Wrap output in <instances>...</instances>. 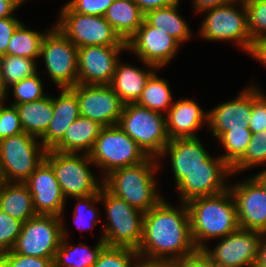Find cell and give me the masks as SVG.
Masks as SVG:
<instances>
[{"label":"cell","mask_w":266,"mask_h":267,"mask_svg":"<svg viewBox=\"0 0 266 267\" xmlns=\"http://www.w3.org/2000/svg\"><path fill=\"white\" fill-rule=\"evenodd\" d=\"M23 131L40 139L53 119L52 96L15 105Z\"/></svg>","instance_id":"29"},{"label":"cell","mask_w":266,"mask_h":267,"mask_svg":"<svg viewBox=\"0 0 266 267\" xmlns=\"http://www.w3.org/2000/svg\"><path fill=\"white\" fill-rule=\"evenodd\" d=\"M261 232L238 229L236 232L220 238L212 249L208 245L202 249L216 264L234 267H254L256 262Z\"/></svg>","instance_id":"18"},{"label":"cell","mask_w":266,"mask_h":267,"mask_svg":"<svg viewBox=\"0 0 266 267\" xmlns=\"http://www.w3.org/2000/svg\"><path fill=\"white\" fill-rule=\"evenodd\" d=\"M254 267H266V231L261 232V239Z\"/></svg>","instance_id":"51"},{"label":"cell","mask_w":266,"mask_h":267,"mask_svg":"<svg viewBox=\"0 0 266 267\" xmlns=\"http://www.w3.org/2000/svg\"><path fill=\"white\" fill-rule=\"evenodd\" d=\"M103 179L110 172L145 161L149 156L118 125L102 127L89 153Z\"/></svg>","instance_id":"6"},{"label":"cell","mask_w":266,"mask_h":267,"mask_svg":"<svg viewBox=\"0 0 266 267\" xmlns=\"http://www.w3.org/2000/svg\"><path fill=\"white\" fill-rule=\"evenodd\" d=\"M121 51L127 46H83L78 48L77 83L88 85H110Z\"/></svg>","instance_id":"16"},{"label":"cell","mask_w":266,"mask_h":267,"mask_svg":"<svg viewBox=\"0 0 266 267\" xmlns=\"http://www.w3.org/2000/svg\"><path fill=\"white\" fill-rule=\"evenodd\" d=\"M23 222L0 210V254L11 251L22 230Z\"/></svg>","instance_id":"40"},{"label":"cell","mask_w":266,"mask_h":267,"mask_svg":"<svg viewBox=\"0 0 266 267\" xmlns=\"http://www.w3.org/2000/svg\"><path fill=\"white\" fill-rule=\"evenodd\" d=\"M244 5L251 40L266 38V0H244Z\"/></svg>","instance_id":"39"},{"label":"cell","mask_w":266,"mask_h":267,"mask_svg":"<svg viewBox=\"0 0 266 267\" xmlns=\"http://www.w3.org/2000/svg\"><path fill=\"white\" fill-rule=\"evenodd\" d=\"M5 103V105H4ZM17 109L14 105L0 102V141L13 135L23 133Z\"/></svg>","instance_id":"42"},{"label":"cell","mask_w":266,"mask_h":267,"mask_svg":"<svg viewBox=\"0 0 266 267\" xmlns=\"http://www.w3.org/2000/svg\"><path fill=\"white\" fill-rule=\"evenodd\" d=\"M251 57L255 58L256 61L266 66V38H261L252 42L251 47L248 51Z\"/></svg>","instance_id":"48"},{"label":"cell","mask_w":266,"mask_h":267,"mask_svg":"<svg viewBox=\"0 0 266 267\" xmlns=\"http://www.w3.org/2000/svg\"><path fill=\"white\" fill-rule=\"evenodd\" d=\"M144 17L145 14L134 0H114L104 15V18L126 43L142 25Z\"/></svg>","instance_id":"28"},{"label":"cell","mask_w":266,"mask_h":267,"mask_svg":"<svg viewBox=\"0 0 266 267\" xmlns=\"http://www.w3.org/2000/svg\"><path fill=\"white\" fill-rule=\"evenodd\" d=\"M160 164L157 158L149 156L139 164L110 172L103 178L102 185L130 206L146 213L164 198L158 193L154 177Z\"/></svg>","instance_id":"3"},{"label":"cell","mask_w":266,"mask_h":267,"mask_svg":"<svg viewBox=\"0 0 266 267\" xmlns=\"http://www.w3.org/2000/svg\"><path fill=\"white\" fill-rule=\"evenodd\" d=\"M140 261L134 249L106 246L92 267H138Z\"/></svg>","instance_id":"37"},{"label":"cell","mask_w":266,"mask_h":267,"mask_svg":"<svg viewBox=\"0 0 266 267\" xmlns=\"http://www.w3.org/2000/svg\"><path fill=\"white\" fill-rule=\"evenodd\" d=\"M33 59L16 55H4L0 57V71L3 85L6 89V96L9 94V87L25 78L38 73V63Z\"/></svg>","instance_id":"33"},{"label":"cell","mask_w":266,"mask_h":267,"mask_svg":"<svg viewBox=\"0 0 266 267\" xmlns=\"http://www.w3.org/2000/svg\"><path fill=\"white\" fill-rule=\"evenodd\" d=\"M0 210L23 223L35 216L32 195L24 183H0Z\"/></svg>","instance_id":"26"},{"label":"cell","mask_w":266,"mask_h":267,"mask_svg":"<svg viewBox=\"0 0 266 267\" xmlns=\"http://www.w3.org/2000/svg\"><path fill=\"white\" fill-rule=\"evenodd\" d=\"M179 4L148 11L144 19L151 26L168 33L180 44H183V42L189 41L193 34L188 23L178 12Z\"/></svg>","instance_id":"30"},{"label":"cell","mask_w":266,"mask_h":267,"mask_svg":"<svg viewBox=\"0 0 266 267\" xmlns=\"http://www.w3.org/2000/svg\"><path fill=\"white\" fill-rule=\"evenodd\" d=\"M138 267H177L174 262H147L140 261Z\"/></svg>","instance_id":"52"},{"label":"cell","mask_w":266,"mask_h":267,"mask_svg":"<svg viewBox=\"0 0 266 267\" xmlns=\"http://www.w3.org/2000/svg\"><path fill=\"white\" fill-rule=\"evenodd\" d=\"M252 135L249 128L224 132L218 138V142L222 144L226 152L219 156L232 167L244 155Z\"/></svg>","instance_id":"34"},{"label":"cell","mask_w":266,"mask_h":267,"mask_svg":"<svg viewBox=\"0 0 266 267\" xmlns=\"http://www.w3.org/2000/svg\"><path fill=\"white\" fill-rule=\"evenodd\" d=\"M141 63L162 69L169 64L182 46L168 33L151 26L145 19L136 33L126 43Z\"/></svg>","instance_id":"14"},{"label":"cell","mask_w":266,"mask_h":267,"mask_svg":"<svg viewBox=\"0 0 266 267\" xmlns=\"http://www.w3.org/2000/svg\"><path fill=\"white\" fill-rule=\"evenodd\" d=\"M186 205L191 237L197 250L204 249L210 239H220L240 228L229 188L216 195L193 198Z\"/></svg>","instance_id":"2"},{"label":"cell","mask_w":266,"mask_h":267,"mask_svg":"<svg viewBox=\"0 0 266 267\" xmlns=\"http://www.w3.org/2000/svg\"><path fill=\"white\" fill-rule=\"evenodd\" d=\"M172 98L169 81L158 77L157 73L154 72L147 80L145 88L136 103L151 111L166 114L173 104Z\"/></svg>","instance_id":"31"},{"label":"cell","mask_w":266,"mask_h":267,"mask_svg":"<svg viewBox=\"0 0 266 267\" xmlns=\"http://www.w3.org/2000/svg\"><path fill=\"white\" fill-rule=\"evenodd\" d=\"M232 176L231 167L220 156H209L205 160V166L196 168L188 173L177 186L180 194V202L201 197L211 196L228 189L227 178Z\"/></svg>","instance_id":"15"},{"label":"cell","mask_w":266,"mask_h":267,"mask_svg":"<svg viewBox=\"0 0 266 267\" xmlns=\"http://www.w3.org/2000/svg\"><path fill=\"white\" fill-rule=\"evenodd\" d=\"M252 85V113L248 127L251 132L258 133L266 129V95L257 86Z\"/></svg>","instance_id":"41"},{"label":"cell","mask_w":266,"mask_h":267,"mask_svg":"<svg viewBox=\"0 0 266 267\" xmlns=\"http://www.w3.org/2000/svg\"><path fill=\"white\" fill-rule=\"evenodd\" d=\"M0 256L7 262L9 267H53L54 260L25 256L15 253L13 250L2 253Z\"/></svg>","instance_id":"44"},{"label":"cell","mask_w":266,"mask_h":267,"mask_svg":"<svg viewBox=\"0 0 266 267\" xmlns=\"http://www.w3.org/2000/svg\"><path fill=\"white\" fill-rule=\"evenodd\" d=\"M77 204L75 205L73 220L77 225L79 231H84L90 229L91 227L97 226L98 223H101V216L99 217V210L96 206V203H100L99 190L92 195L84 197H75Z\"/></svg>","instance_id":"36"},{"label":"cell","mask_w":266,"mask_h":267,"mask_svg":"<svg viewBox=\"0 0 266 267\" xmlns=\"http://www.w3.org/2000/svg\"><path fill=\"white\" fill-rule=\"evenodd\" d=\"M194 12H204L209 9H213L218 6L228 4L231 0H191Z\"/></svg>","instance_id":"50"},{"label":"cell","mask_w":266,"mask_h":267,"mask_svg":"<svg viewBox=\"0 0 266 267\" xmlns=\"http://www.w3.org/2000/svg\"><path fill=\"white\" fill-rule=\"evenodd\" d=\"M5 96H6V89L3 85L1 71H0V100L3 101L5 99Z\"/></svg>","instance_id":"54"},{"label":"cell","mask_w":266,"mask_h":267,"mask_svg":"<svg viewBox=\"0 0 266 267\" xmlns=\"http://www.w3.org/2000/svg\"><path fill=\"white\" fill-rule=\"evenodd\" d=\"M240 229L266 231V191L253 177L229 185Z\"/></svg>","instance_id":"17"},{"label":"cell","mask_w":266,"mask_h":267,"mask_svg":"<svg viewBox=\"0 0 266 267\" xmlns=\"http://www.w3.org/2000/svg\"><path fill=\"white\" fill-rule=\"evenodd\" d=\"M236 5H239V9ZM204 12L206 15L198 32L202 39L234 42L248 53L253 41L248 29L244 0H233Z\"/></svg>","instance_id":"7"},{"label":"cell","mask_w":266,"mask_h":267,"mask_svg":"<svg viewBox=\"0 0 266 267\" xmlns=\"http://www.w3.org/2000/svg\"><path fill=\"white\" fill-rule=\"evenodd\" d=\"M102 127L98 122L80 116L66 129L63 138L51 150L89 154Z\"/></svg>","instance_id":"25"},{"label":"cell","mask_w":266,"mask_h":267,"mask_svg":"<svg viewBox=\"0 0 266 267\" xmlns=\"http://www.w3.org/2000/svg\"><path fill=\"white\" fill-rule=\"evenodd\" d=\"M24 184L32 195L37 215H54L63 218L66 199L51 165L45 159Z\"/></svg>","instance_id":"19"},{"label":"cell","mask_w":266,"mask_h":267,"mask_svg":"<svg viewBox=\"0 0 266 267\" xmlns=\"http://www.w3.org/2000/svg\"><path fill=\"white\" fill-rule=\"evenodd\" d=\"M40 57L58 88H72L77 84L78 48L55 25L42 40Z\"/></svg>","instance_id":"11"},{"label":"cell","mask_w":266,"mask_h":267,"mask_svg":"<svg viewBox=\"0 0 266 267\" xmlns=\"http://www.w3.org/2000/svg\"><path fill=\"white\" fill-rule=\"evenodd\" d=\"M210 155L199 138L172 139L157 160L161 161L165 156L170 157L177 186L189 172L205 166V160Z\"/></svg>","instance_id":"21"},{"label":"cell","mask_w":266,"mask_h":267,"mask_svg":"<svg viewBox=\"0 0 266 267\" xmlns=\"http://www.w3.org/2000/svg\"><path fill=\"white\" fill-rule=\"evenodd\" d=\"M113 2L114 0H70L66 4L79 14L104 16Z\"/></svg>","instance_id":"43"},{"label":"cell","mask_w":266,"mask_h":267,"mask_svg":"<svg viewBox=\"0 0 266 267\" xmlns=\"http://www.w3.org/2000/svg\"><path fill=\"white\" fill-rule=\"evenodd\" d=\"M40 139L25 132L0 141V179L24 183L44 160Z\"/></svg>","instance_id":"9"},{"label":"cell","mask_w":266,"mask_h":267,"mask_svg":"<svg viewBox=\"0 0 266 267\" xmlns=\"http://www.w3.org/2000/svg\"><path fill=\"white\" fill-rule=\"evenodd\" d=\"M53 119L40 142L46 150L52 149L62 138L66 129L80 115L76 94L70 88L60 89L57 97L52 96Z\"/></svg>","instance_id":"23"},{"label":"cell","mask_w":266,"mask_h":267,"mask_svg":"<svg viewBox=\"0 0 266 267\" xmlns=\"http://www.w3.org/2000/svg\"><path fill=\"white\" fill-rule=\"evenodd\" d=\"M207 112V127L216 139L226 131L249 128L252 85L249 84L235 99L220 103Z\"/></svg>","instance_id":"20"},{"label":"cell","mask_w":266,"mask_h":267,"mask_svg":"<svg viewBox=\"0 0 266 267\" xmlns=\"http://www.w3.org/2000/svg\"><path fill=\"white\" fill-rule=\"evenodd\" d=\"M117 125L150 157L158 158L170 140L165 115L137 103L124 104Z\"/></svg>","instance_id":"8"},{"label":"cell","mask_w":266,"mask_h":267,"mask_svg":"<svg viewBox=\"0 0 266 267\" xmlns=\"http://www.w3.org/2000/svg\"><path fill=\"white\" fill-rule=\"evenodd\" d=\"M0 267H9L7 262L0 256Z\"/></svg>","instance_id":"55"},{"label":"cell","mask_w":266,"mask_h":267,"mask_svg":"<svg viewBox=\"0 0 266 267\" xmlns=\"http://www.w3.org/2000/svg\"><path fill=\"white\" fill-rule=\"evenodd\" d=\"M44 159L51 165L66 200L68 196L75 198L95 194L103 184V179H97L89 168L91 165L95 166L89 154L50 149L46 150Z\"/></svg>","instance_id":"5"},{"label":"cell","mask_w":266,"mask_h":267,"mask_svg":"<svg viewBox=\"0 0 266 267\" xmlns=\"http://www.w3.org/2000/svg\"><path fill=\"white\" fill-rule=\"evenodd\" d=\"M266 163V129L254 133L244 155L231 167L232 175Z\"/></svg>","instance_id":"35"},{"label":"cell","mask_w":266,"mask_h":267,"mask_svg":"<svg viewBox=\"0 0 266 267\" xmlns=\"http://www.w3.org/2000/svg\"><path fill=\"white\" fill-rule=\"evenodd\" d=\"M99 198L107 217V223L101 228L103 241L108 247L137 250L142 240L144 213L110 193L103 185L99 189Z\"/></svg>","instance_id":"4"},{"label":"cell","mask_w":266,"mask_h":267,"mask_svg":"<svg viewBox=\"0 0 266 267\" xmlns=\"http://www.w3.org/2000/svg\"><path fill=\"white\" fill-rule=\"evenodd\" d=\"M177 267H215L213 262L203 250H196L193 254L174 262Z\"/></svg>","instance_id":"46"},{"label":"cell","mask_w":266,"mask_h":267,"mask_svg":"<svg viewBox=\"0 0 266 267\" xmlns=\"http://www.w3.org/2000/svg\"><path fill=\"white\" fill-rule=\"evenodd\" d=\"M68 233L63 223V240L56 250L53 267H92L101 251L107 246L103 237L101 236L95 247L91 249L86 244L71 245L72 243L67 239Z\"/></svg>","instance_id":"27"},{"label":"cell","mask_w":266,"mask_h":267,"mask_svg":"<svg viewBox=\"0 0 266 267\" xmlns=\"http://www.w3.org/2000/svg\"><path fill=\"white\" fill-rule=\"evenodd\" d=\"M208 112L189 98L173 101L165 114L166 131L170 140L198 138L195 131L207 126Z\"/></svg>","instance_id":"22"},{"label":"cell","mask_w":266,"mask_h":267,"mask_svg":"<svg viewBox=\"0 0 266 267\" xmlns=\"http://www.w3.org/2000/svg\"><path fill=\"white\" fill-rule=\"evenodd\" d=\"M141 11L146 14L148 11L175 5L180 3V0H134Z\"/></svg>","instance_id":"47"},{"label":"cell","mask_w":266,"mask_h":267,"mask_svg":"<svg viewBox=\"0 0 266 267\" xmlns=\"http://www.w3.org/2000/svg\"><path fill=\"white\" fill-rule=\"evenodd\" d=\"M55 25L77 48L83 46H127L104 16L74 12L62 6Z\"/></svg>","instance_id":"10"},{"label":"cell","mask_w":266,"mask_h":267,"mask_svg":"<svg viewBox=\"0 0 266 267\" xmlns=\"http://www.w3.org/2000/svg\"><path fill=\"white\" fill-rule=\"evenodd\" d=\"M215 267H234V266H229V265H223V264H216Z\"/></svg>","instance_id":"56"},{"label":"cell","mask_w":266,"mask_h":267,"mask_svg":"<svg viewBox=\"0 0 266 267\" xmlns=\"http://www.w3.org/2000/svg\"><path fill=\"white\" fill-rule=\"evenodd\" d=\"M265 189L266 191V168H264L262 171H259L256 175L253 176Z\"/></svg>","instance_id":"53"},{"label":"cell","mask_w":266,"mask_h":267,"mask_svg":"<svg viewBox=\"0 0 266 267\" xmlns=\"http://www.w3.org/2000/svg\"><path fill=\"white\" fill-rule=\"evenodd\" d=\"M21 23L22 21L16 15L0 18V57L6 55L10 38Z\"/></svg>","instance_id":"45"},{"label":"cell","mask_w":266,"mask_h":267,"mask_svg":"<svg viewBox=\"0 0 266 267\" xmlns=\"http://www.w3.org/2000/svg\"><path fill=\"white\" fill-rule=\"evenodd\" d=\"M77 96L80 115L101 126L117 125L124 103L110 85L79 84L70 88Z\"/></svg>","instance_id":"13"},{"label":"cell","mask_w":266,"mask_h":267,"mask_svg":"<svg viewBox=\"0 0 266 267\" xmlns=\"http://www.w3.org/2000/svg\"><path fill=\"white\" fill-rule=\"evenodd\" d=\"M180 208L162 199L143 216L142 240L136 250L141 261L175 262L197 249L192 241L186 202Z\"/></svg>","instance_id":"1"},{"label":"cell","mask_w":266,"mask_h":267,"mask_svg":"<svg viewBox=\"0 0 266 267\" xmlns=\"http://www.w3.org/2000/svg\"><path fill=\"white\" fill-rule=\"evenodd\" d=\"M50 29L45 33L37 32V30L29 29L22 22L10 38L6 55H16L36 61L40 57L42 40Z\"/></svg>","instance_id":"32"},{"label":"cell","mask_w":266,"mask_h":267,"mask_svg":"<svg viewBox=\"0 0 266 267\" xmlns=\"http://www.w3.org/2000/svg\"><path fill=\"white\" fill-rule=\"evenodd\" d=\"M63 240V218L37 215L22 225L13 251L25 256L54 259Z\"/></svg>","instance_id":"12"},{"label":"cell","mask_w":266,"mask_h":267,"mask_svg":"<svg viewBox=\"0 0 266 267\" xmlns=\"http://www.w3.org/2000/svg\"><path fill=\"white\" fill-rule=\"evenodd\" d=\"M120 61L121 59L116 65L110 87L119 95L124 104L136 103L147 80L158 68L147 63H143L146 68H140Z\"/></svg>","instance_id":"24"},{"label":"cell","mask_w":266,"mask_h":267,"mask_svg":"<svg viewBox=\"0 0 266 267\" xmlns=\"http://www.w3.org/2000/svg\"><path fill=\"white\" fill-rule=\"evenodd\" d=\"M13 90V100L11 105L22 104L25 102H33L47 96L44 93V87L42 79L39 74H35L32 77L25 78L15 84H12L9 88Z\"/></svg>","instance_id":"38"},{"label":"cell","mask_w":266,"mask_h":267,"mask_svg":"<svg viewBox=\"0 0 266 267\" xmlns=\"http://www.w3.org/2000/svg\"><path fill=\"white\" fill-rule=\"evenodd\" d=\"M23 4L22 0H0V18L15 16L14 11Z\"/></svg>","instance_id":"49"}]
</instances>
